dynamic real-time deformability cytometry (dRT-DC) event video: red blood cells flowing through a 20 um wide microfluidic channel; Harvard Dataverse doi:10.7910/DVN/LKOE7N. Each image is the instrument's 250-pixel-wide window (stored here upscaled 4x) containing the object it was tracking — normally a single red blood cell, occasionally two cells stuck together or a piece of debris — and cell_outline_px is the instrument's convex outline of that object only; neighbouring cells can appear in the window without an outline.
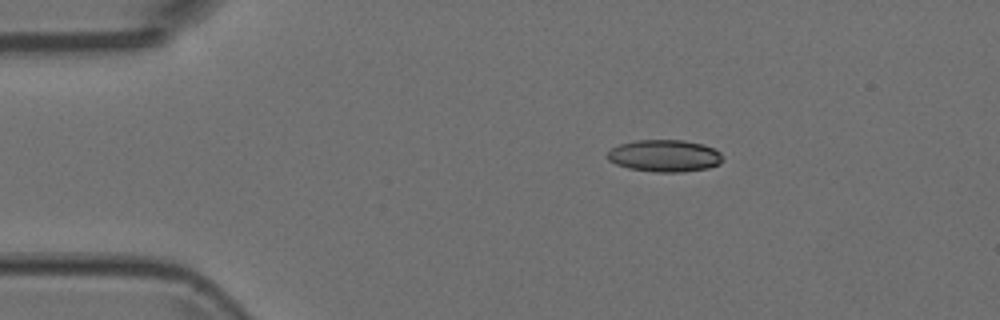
{"species": "Egyptian fruit bat (a non-hibernating species)", "species_latin": "Rousettus aegyptiacus", "temperature_condition": "room temperature", "stored_images_in_passage": 4, "camera_frame_rate_fps": 3000, "um_per_image_px": 0.085, "animal": {"sex": "female"}, "frame": {"image": 1, "passage_image": 2, "time_ms": 0.333, "image_size_px": [1000, 320], "cell_outline_px": [[724, 160], [720, 164], [708, 168], [684, 172], [656, 172], [628, 168], [616, 164], [608, 160], [608, 152], [612, 148], [620, 144], [636, 140], [684, 140], [704, 144], [720, 152], [724, 156]], "centroid_in_image_um": [56.53, 13.24], "position_along_channel_um": 28.5, "area_um2": 21.68}}